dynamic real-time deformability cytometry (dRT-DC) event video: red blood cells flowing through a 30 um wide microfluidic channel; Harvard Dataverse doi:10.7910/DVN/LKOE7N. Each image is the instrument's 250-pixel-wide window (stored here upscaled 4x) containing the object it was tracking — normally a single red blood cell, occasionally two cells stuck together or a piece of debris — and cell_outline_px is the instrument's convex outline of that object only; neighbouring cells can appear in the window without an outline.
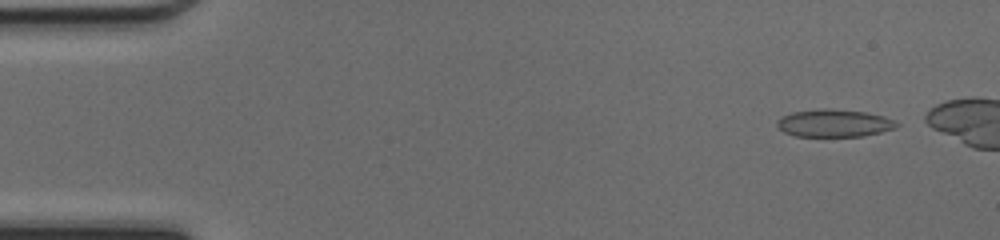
{"species": "common noctule bat (a hibernating species)", "species_latin": "Nyctalus noctula", "temperature_condition": "cold", "stored_images_in_passage": 41, "camera_frame_rate_fps": 3000, "um_per_image_px": 0.085, "animal": {"sex": "female", "body_mass_g": 17.0, "forearm_length_mm": 48.0}, "frame": {"image": 1, "passage_image": 3, "time_ms": 0.667, "image_size_px": [1000, 240], "cell_outline_px": [[900, 124], [896, 128], [864, 136], [796, 136], [784, 132], [776, 124], [776, 120], [792, 112], [816, 108], [832, 108], [864, 112], [884, 116], [896, 120]], "centroid_in_image_um": [70.92, 10.46], "position_along_channel_um": 14.1, "area_um2": 19.36}}
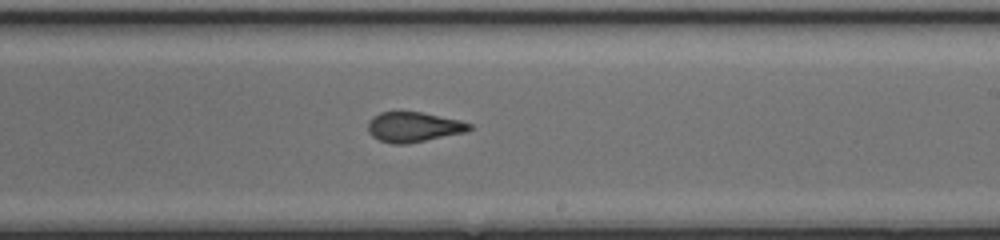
{"frame": {"image": 2, "passage_image": 28, "time_ms": 9.0, "image_size_px": [1000, 240], "cell_outline_px": [[472, 128], [468, 132], [408, 144], [392, 144], [380, 140], [372, 136], [368, 132], [368, 120], [372, 116], [380, 112], [420, 112], [460, 120], [472, 124]], "centroid_in_image_um": [35.16, 10.8], "position_along_channel_um": 253.8, "area_um2": 17.92}}
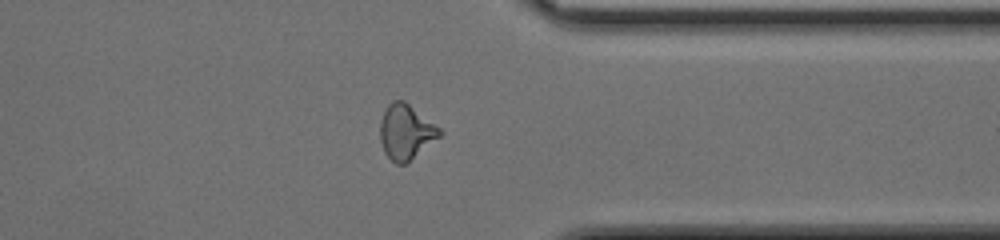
{"frame": {"image": 3, "passage_image": 37, "time_ms": 12.0, "image_size_px": [1000, 240], "cell_outline_px": [[444, 132], [440, 136], [404, 164], [396, 164], [384, 152], [380, 140], [380, 120], [388, 104], [392, 100], [404, 100], [440, 128]], "centroid_in_image_um": [34.48, 11.19], "position_along_channel_um": 376.9, "area_um2": 18.79}}